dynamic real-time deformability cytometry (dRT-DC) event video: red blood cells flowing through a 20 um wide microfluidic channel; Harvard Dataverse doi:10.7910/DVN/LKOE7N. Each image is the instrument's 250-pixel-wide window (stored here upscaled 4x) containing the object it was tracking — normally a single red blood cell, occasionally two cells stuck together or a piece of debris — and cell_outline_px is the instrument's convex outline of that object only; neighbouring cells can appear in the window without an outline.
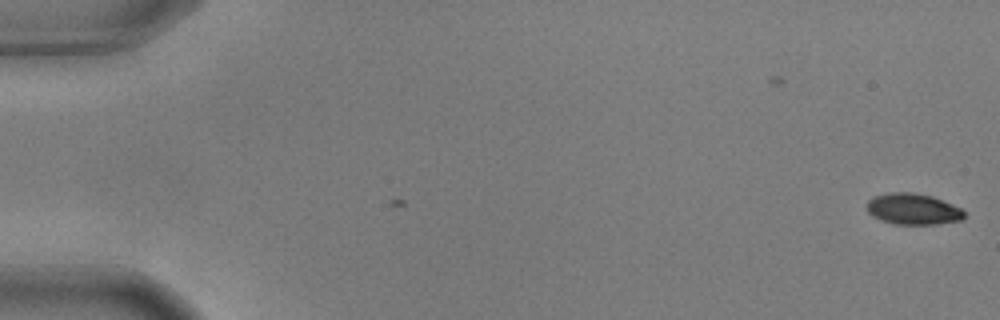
{"species": "common noctule bat (a hibernating species)", "species_latin": "Nyctalus noctula", "temperature_condition": "warm", "stored_images_in_passage": 6, "camera_frame_rate_fps": 3000, "um_per_image_px": 0.085, "animal": {"sex": "male", "body_mass_g": 17.9, "forearm_length_mm": 54.2}, "frame": {"image": 1, "passage_image": 6, "time_ms": 1.667, "image_size_px": [1000, 320], "cell_outline_px": [[964, 216], [960, 220], [936, 224], [892, 224], [880, 220], [872, 216], [868, 212], [868, 200], [876, 196], [892, 192], [912, 192], [932, 196], [952, 204], [960, 208], [964, 212]], "centroid_in_image_um": [77.59, 17.77], "position_along_channel_um": 7.4, "area_um2": 17.51}}